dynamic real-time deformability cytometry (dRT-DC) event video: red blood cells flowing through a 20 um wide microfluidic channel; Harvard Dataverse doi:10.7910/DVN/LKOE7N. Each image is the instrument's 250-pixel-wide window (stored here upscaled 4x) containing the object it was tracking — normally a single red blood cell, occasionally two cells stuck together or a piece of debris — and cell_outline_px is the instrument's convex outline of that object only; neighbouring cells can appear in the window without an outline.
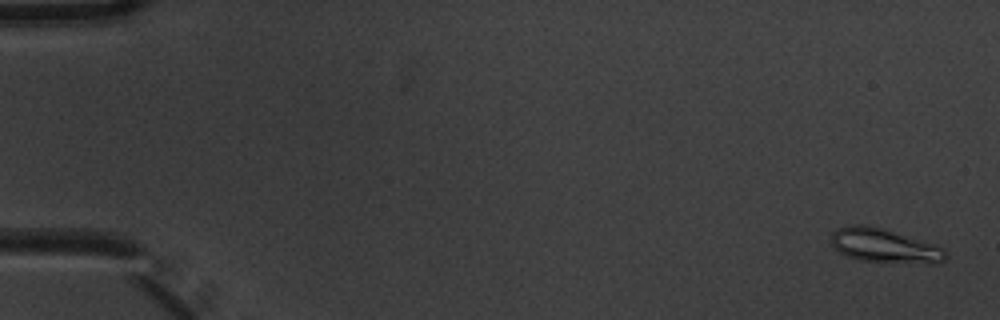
{"species": "common noctule bat (a hibernating species)", "species_latin": "Nyctalus noctula", "temperature_condition": "warm", "stored_images_in_passage": 6, "camera_frame_rate_fps": 3000, "um_per_image_px": 0.085, "animal": {"sex": "male", "body_mass_g": 20.1, "forearm_length_mm": 53.5}, "frame": {"image": 1, "passage_image": 1, "time_ms": 0.0, "image_size_px": [1000, 320], "cell_outline_px": [[948, 256], [944, 260], [936, 264], [932, 264], [860, 260], [848, 256], [840, 252], [832, 244], [832, 232], [836, 228], [852, 224], [868, 224], [884, 228], [944, 248]], "centroid_in_image_um": [75.18, 20.87], "position_along_channel_um": 9.8, "area_um2": 22.66}}
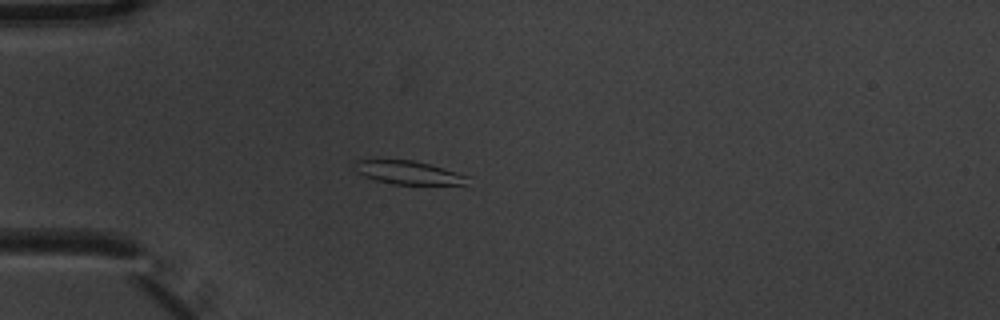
{"frame": {"image": 2, "passage_image": 5, "time_ms": 1.333, "image_size_px": [1000, 320], "cell_outline_px": [[472, 176], [464, 184], [392, 184], [376, 180], [364, 176], [356, 172], [356, 160], [412, 160], [428, 164]], "centroid_in_image_um": [34.73, 14.67], "position_along_channel_um": 50.3, "area_um2": 15.14}}